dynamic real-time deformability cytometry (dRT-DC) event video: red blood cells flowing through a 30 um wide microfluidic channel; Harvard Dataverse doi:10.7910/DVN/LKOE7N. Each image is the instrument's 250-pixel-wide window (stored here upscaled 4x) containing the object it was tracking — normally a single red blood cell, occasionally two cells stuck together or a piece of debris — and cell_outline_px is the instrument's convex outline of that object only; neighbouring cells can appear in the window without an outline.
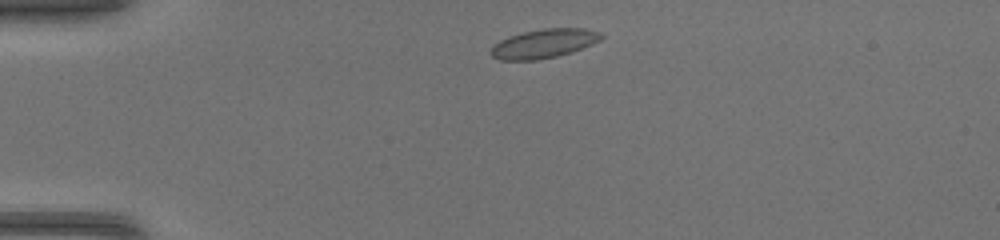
{"species": "common noctule bat (a hibernating species)", "species_latin": "Nyctalus noctula", "temperature_condition": "warm", "stored_images_in_passage": 36, "camera_frame_rate_fps": 3000, "um_per_image_px": 0.085, "animal": {"sex": "female", "body_mass_g": 17.0, "forearm_length_mm": 48.0}, "frame": {"image": 1, "passage_image": 1, "time_ms": 0.0, "image_size_px": [1000, 240], "cell_outline_px": [[604, 36], [600, 40], [592, 44], [572, 52], [556, 56], [536, 60], [500, 60], [492, 56], [488, 52], [492, 44], [508, 36], [524, 32], [544, 28], [584, 28], [604, 32]], "centroid_in_image_um": [46.22, 3.69], "position_along_channel_um": 38.8, "area_um2": 18.9}}
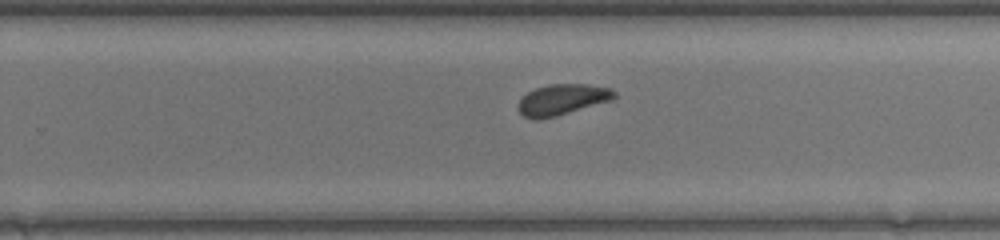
{"frame": {"image": 2, "passage_image": 20, "time_ms": 6.333, "image_size_px": [1000, 240], "cell_outline_px": [[616, 96], [612, 100], [556, 116], [536, 120], [524, 116], [520, 112], [520, 100], [528, 92], [536, 88], [548, 84], [588, 84], [612, 88], [616, 92]], "centroid_in_image_um": [47.84, 8.45], "position_along_channel_um": 282.0, "area_um2": 17.11}}
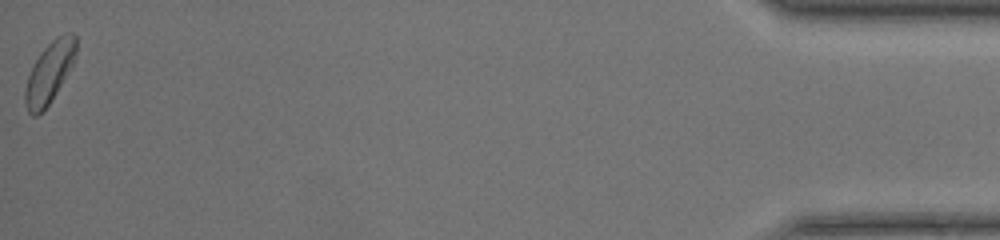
{"frame": {"image": 3, "passage_image": 36, "time_ms": 11.667, "image_size_px": [1000, 240], "cell_outline_px": [[76, 56], [68, 72], [52, 100], [36, 116], [32, 116], [28, 112], [24, 100], [24, 88], [28, 76], [40, 52], [52, 40], [68, 32], [72, 32], [76, 36]], "centroid_in_image_um": [4.19, 6.16], "position_along_channel_um": 431.0, "area_um2": 17.86}}